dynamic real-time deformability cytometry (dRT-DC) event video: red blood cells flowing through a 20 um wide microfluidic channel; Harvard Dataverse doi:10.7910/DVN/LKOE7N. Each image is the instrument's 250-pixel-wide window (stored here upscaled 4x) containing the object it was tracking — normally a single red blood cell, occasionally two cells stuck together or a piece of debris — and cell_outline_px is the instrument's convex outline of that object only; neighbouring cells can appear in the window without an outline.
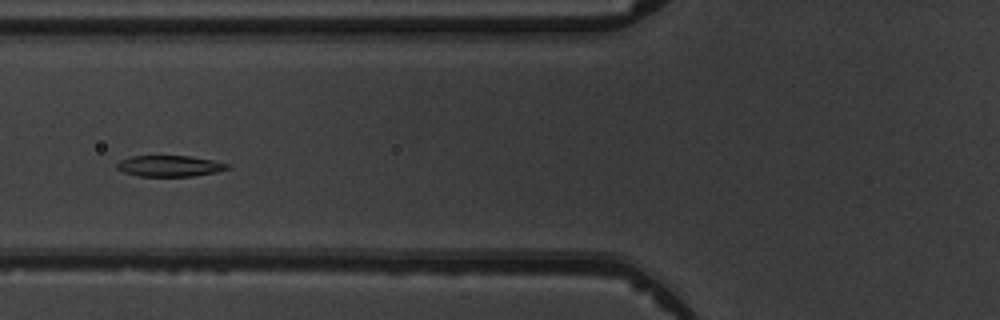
{"species": "common noctule bat (a hibernating species)", "species_latin": "Nyctalus noctula", "temperature_condition": "warm", "stored_images_in_passage": 6, "camera_frame_rate_fps": 3000, "um_per_image_px": 0.085, "animal": {"sex": "male", "body_mass_g": 19.5, "forearm_length_mm": 54.6}, "frame": {"image": 1, "passage_image": 6, "time_ms": 5.667, "image_size_px": [1000, 320], "cell_outline_px": [[232, 168], [216, 172], [192, 176], [140, 176], [124, 172], [116, 168], [116, 164], [120, 160], [132, 156], [188, 156], [212, 160], [232, 164]], "centroid_in_image_um": [14.46, 14.11], "position_along_channel_um": 111.3, "area_um2": 13.58}}